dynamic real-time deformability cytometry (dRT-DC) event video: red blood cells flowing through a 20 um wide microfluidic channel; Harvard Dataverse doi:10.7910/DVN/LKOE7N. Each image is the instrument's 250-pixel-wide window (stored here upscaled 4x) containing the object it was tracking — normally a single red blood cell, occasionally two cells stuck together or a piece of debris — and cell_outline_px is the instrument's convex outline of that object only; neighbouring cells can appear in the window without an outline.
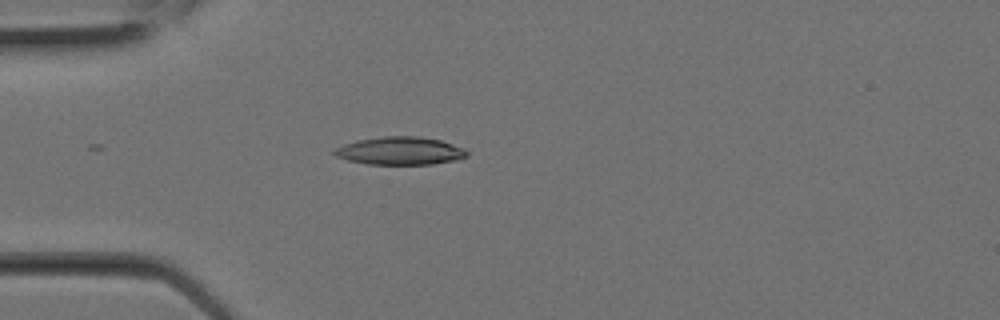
{"species": "Egyptian fruit bat (a non-hibernating species)", "species_latin": "Rousettus aegyptiacus", "temperature_condition": "room temperature", "stored_images_in_passage": 1, "camera_frame_rate_fps": 3000, "um_per_image_px": 0.085, "animal": {"sex": "female"}, "frame": {"image": 1, "passage_image": 1, "time_ms": 0.0, "image_size_px": [1000, 320], "cell_outline_px": [[468, 156], [456, 160], [432, 164], [368, 164], [348, 160], [336, 156], [332, 152], [332, 148], [356, 140], [384, 136], [420, 136], [440, 140], [464, 148], [468, 152]], "centroid_in_image_um": [33.99, 12.81], "position_along_channel_um": 51.0, "area_um2": 21.68}}